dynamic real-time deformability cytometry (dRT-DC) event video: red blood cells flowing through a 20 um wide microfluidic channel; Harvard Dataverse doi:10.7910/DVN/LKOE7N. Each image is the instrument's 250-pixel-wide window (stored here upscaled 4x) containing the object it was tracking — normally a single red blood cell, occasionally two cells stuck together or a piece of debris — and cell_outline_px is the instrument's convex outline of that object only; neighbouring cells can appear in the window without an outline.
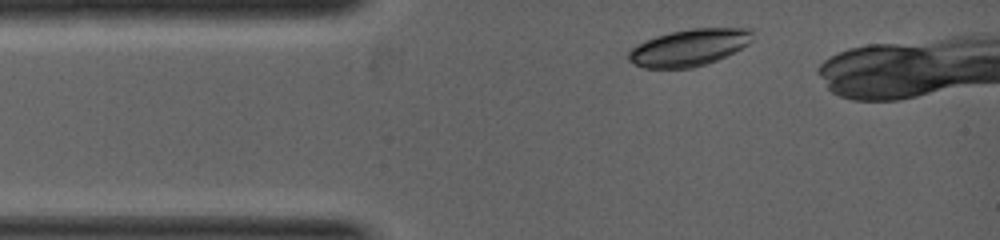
{"species": "common noctule bat (a hibernating species)", "species_latin": "Nyctalus noctula", "temperature_condition": "warm", "stored_images_in_passage": 6, "camera_frame_rate_fps": 5000, "um_per_image_px": 0.085, "animal": {"sex": "female", "body_mass_g": 19.0, "forearm_length_mm": 53.3}, "frame": {"image": 1, "passage_image": 1, "time_ms": 0.0, "image_size_px": [1000, 240], "cell_outline_px": [[752, 40], [748, 44], [716, 60], [692, 68], [644, 68], [628, 60], [628, 52], [636, 44], [656, 36], [672, 32], [692, 28], [752, 28]], "centroid_in_image_um": [58.56, 4.03], "position_along_channel_um": 26.4, "area_um2": 26.36}}
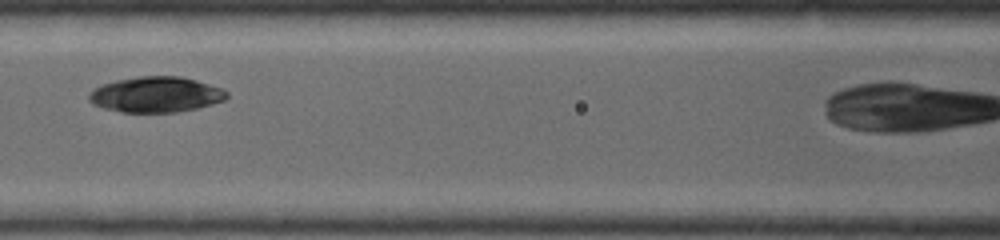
{"frame": {"image": 2, "passage_image": 4, "time_ms": 2.0, "image_size_px": [1000, 240], "cell_outline_px": [[228, 96], [224, 100], [212, 104], [196, 108], [176, 112], [120, 112], [104, 108], [92, 104], [88, 100], [88, 92], [92, 88], [116, 80], [140, 76], [180, 76], [196, 80], [220, 88], [228, 92]], "centroid_in_image_um": [13.21, 8.03], "position_along_channel_um": 153.4, "area_um2": 28.55}}
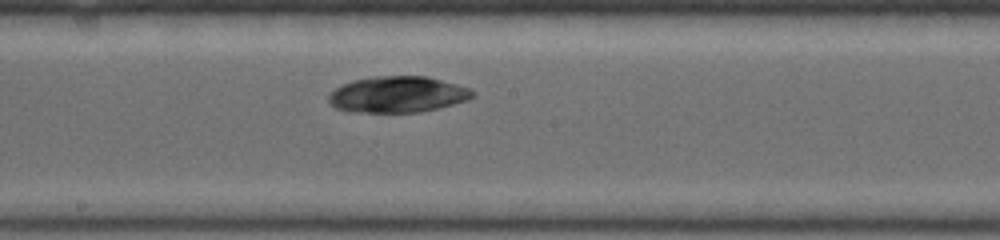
{"frame": {"image": 3, "passage_image": 6, "time_ms": 2.8, "image_size_px": [1000, 240], "cell_outline_px": [[476, 96], [468, 100], [440, 108], [420, 112], [348, 112], [336, 108], [328, 100], [328, 96], [336, 88], [352, 80], [376, 76], [428, 76], [472, 88], [476, 92]], "centroid_in_image_um": [33.86, 8.03], "position_along_channel_um": 214.3, "area_um2": 30.63}}